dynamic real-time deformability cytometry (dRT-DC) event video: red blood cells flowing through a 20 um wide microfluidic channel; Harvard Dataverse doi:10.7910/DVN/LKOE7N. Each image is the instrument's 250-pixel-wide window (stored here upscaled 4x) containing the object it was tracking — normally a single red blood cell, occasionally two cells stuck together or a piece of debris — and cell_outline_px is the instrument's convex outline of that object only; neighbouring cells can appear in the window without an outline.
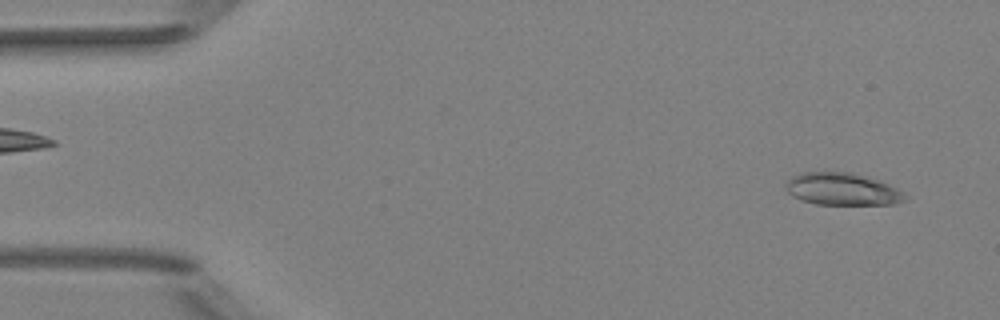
{"species": "Egyptian fruit bat (a non-hibernating species)", "species_latin": "Rousettus aegyptiacus", "temperature_condition": "room temperature", "stored_images_in_passage": 50, "camera_frame_rate_fps": 3000, "um_per_image_px": 0.085, "animal": {"sex": "female"}, "frame": {"image": 1, "passage_image": 3, "time_ms": 0.667, "image_size_px": [1000, 320], "cell_outline_px": [[908, 200], [892, 204], [816, 204], [800, 200], [792, 196], [784, 188], [788, 180], [792, 176], [804, 172], [852, 172], [880, 180], [896, 188], [908, 196]], "centroid_in_image_um": [71.59, 16.07], "position_along_channel_um": 13.4, "area_um2": 22.54}}
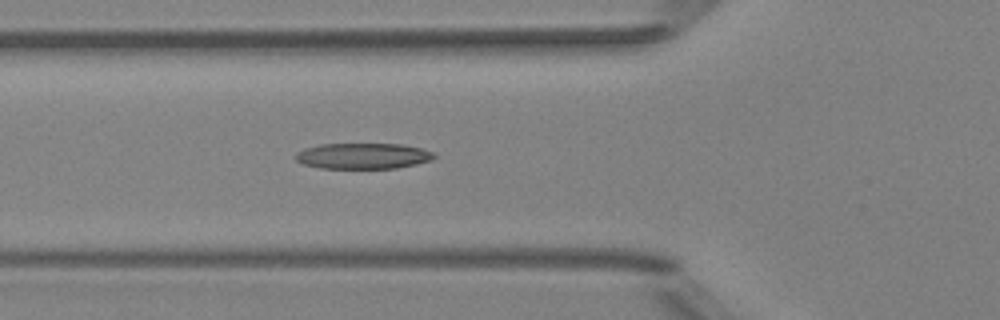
{"frame": {"image": 2, "passage_image": 18, "time_ms": 5.667, "image_size_px": [1000, 320], "cell_outline_px": [[436, 156], [432, 160], [416, 164], [396, 168], [320, 168], [304, 164], [296, 160], [296, 152], [304, 148], [320, 144], [400, 144], [420, 148], [432, 152]], "centroid_in_image_um": [30.84, 13.25], "position_along_channel_um": 95.0, "area_um2": 20.75}}
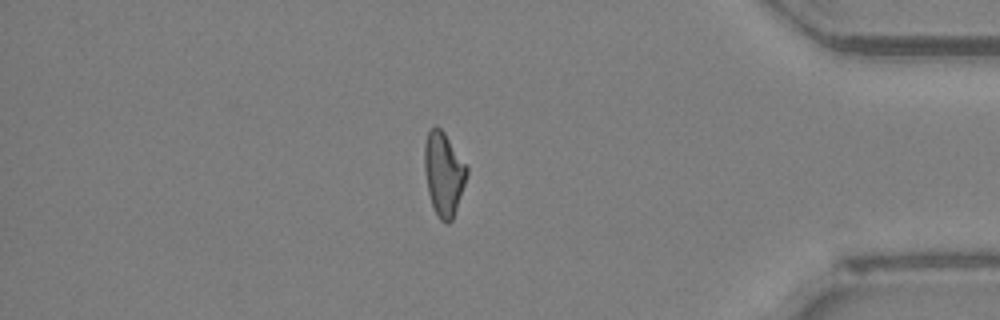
{"frame": {"image": 3, "passage_image": 43, "time_ms": 14.0, "image_size_px": [1000, 320], "cell_outline_px": [[468, 172], [452, 220], [448, 224], [440, 220], [432, 204], [428, 192], [424, 168], [424, 144], [428, 132], [436, 124], [444, 132], [468, 168]], "centroid_in_image_um": [37.69, 14.75], "position_along_channel_um": 397.5, "area_um2": 20.29}, "authors_computed_cell_mechanics": {"area_um2": 20.6924, "velocity_mm_per_s": 4.0343, "shape_relaxation_time_tau1_ms": 3.8791, "shape_relaxation_time_tau2_ms": 3.8609, "deformation_change_tau1": 0.1492, "deformation_change_tau2": 0.1354}}